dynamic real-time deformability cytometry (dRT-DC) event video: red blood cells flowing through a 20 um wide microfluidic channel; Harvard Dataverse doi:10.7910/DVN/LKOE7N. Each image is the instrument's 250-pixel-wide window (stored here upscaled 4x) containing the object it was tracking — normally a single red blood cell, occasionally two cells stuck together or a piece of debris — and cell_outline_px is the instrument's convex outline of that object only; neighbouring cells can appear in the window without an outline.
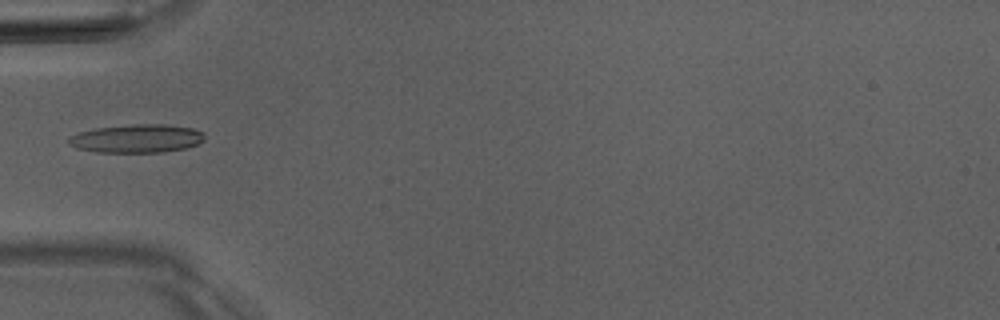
{"species": "Egyptian fruit bat (a non-hibernating species)", "species_latin": "Rousettus aegyptiacus", "temperature_condition": "room temperature", "stored_images_in_passage": 6, "camera_frame_rate_fps": 3000, "um_per_image_px": 0.085, "animal": {"sex": "male"}, "frame": {"image": 1, "passage_image": 4, "time_ms": 3.667, "image_size_px": [1000, 320], "cell_outline_px": [[204, 140], [200, 144], [188, 148], [164, 152], [96, 152], [76, 148], [68, 144], [68, 140], [72, 136], [80, 132], [96, 128], [136, 124], [164, 124], [192, 128], [204, 132]], "centroid_in_image_um": [11.68, 11.78], "position_along_channel_um": 73.3, "area_um2": 22.54}}
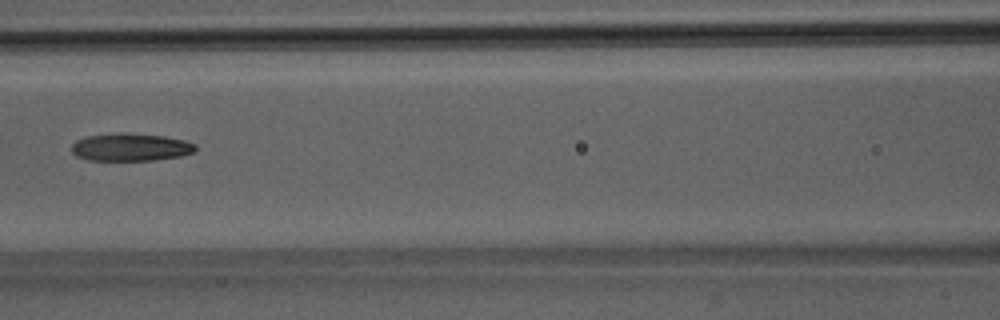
{"frame": {"image": 2, "passage_image": 6, "time_ms": 5.667, "image_size_px": [1000, 320], "cell_outline_px": [[196, 152], [180, 156], [152, 160], [88, 160], [76, 156], [72, 152], [72, 144], [76, 140], [84, 136], [120, 132], [124, 132], [164, 136], [184, 140], [196, 144]], "centroid_in_image_um": [11.09, 12.5], "position_along_channel_um": 155.5, "area_um2": 20.17}}